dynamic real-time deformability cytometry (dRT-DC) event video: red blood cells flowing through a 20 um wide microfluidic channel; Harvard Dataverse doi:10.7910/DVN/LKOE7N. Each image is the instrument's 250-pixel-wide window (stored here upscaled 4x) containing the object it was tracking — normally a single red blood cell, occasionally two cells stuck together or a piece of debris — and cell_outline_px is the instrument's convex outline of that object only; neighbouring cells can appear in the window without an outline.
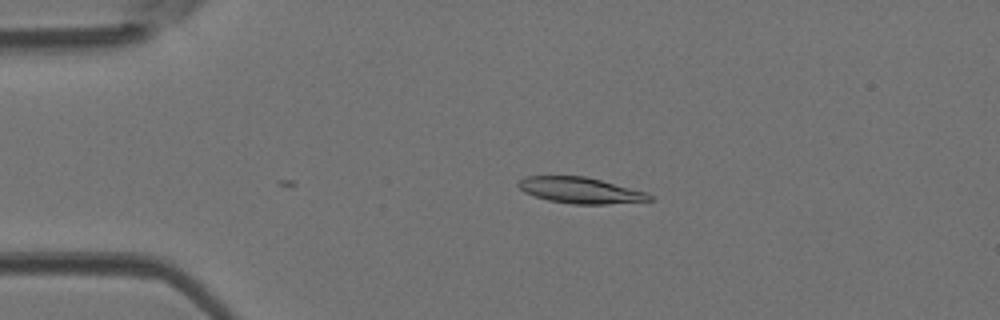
{"species": "Egyptian fruit bat (a non-hibernating species)", "species_latin": "Rousettus aegyptiacus", "temperature_condition": "room temperature", "stored_images_in_passage": 30, "camera_frame_rate_fps": 3000, "um_per_image_px": 0.085, "animal": {"sex": "female"}, "frame": {"image": 1, "passage_image": 1, "time_ms": 0.0, "image_size_px": [1000, 320], "cell_outline_px": [[652, 200], [604, 204], [572, 204], [548, 200], [524, 192], [516, 184], [524, 176], [584, 176], [600, 180], [644, 192], [652, 196]], "centroid_in_image_um": [49.26, 16.17], "position_along_channel_um": 35.7, "area_um2": 19.48}}
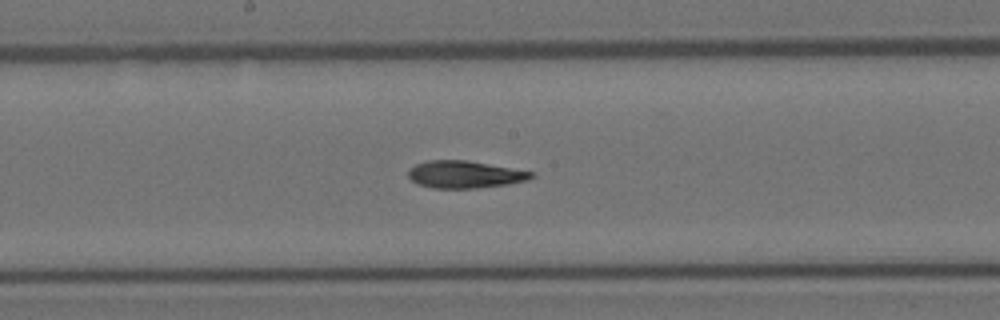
{"frame": {"image": 2, "passage_image": 16, "time_ms": 5.0, "image_size_px": [1000, 320], "cell_outline_px": [[536, 176], [528, 180], [508, 184], [476, 188], [432, 188], [416, 184], [408, 176], [408, 168], [416, 164], [428, 160], [468, 160], [536, 172]], "centroid_in_image_um": [39.52, 14.82], "position_along_channel_um": 208.7, "area_um2": 19.83}}
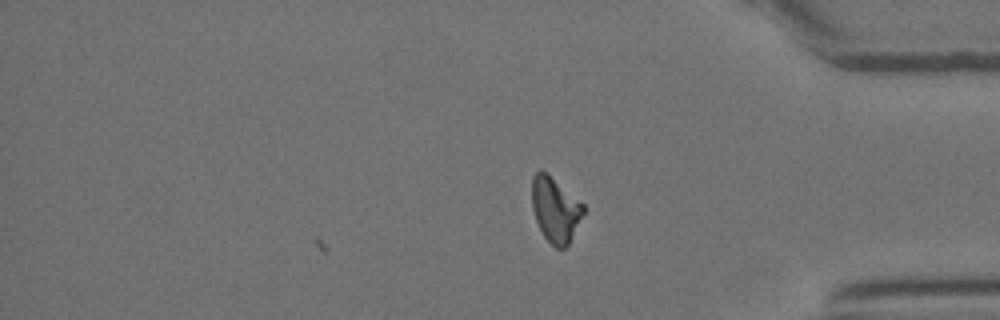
{"frame": {"image": 3, "passage_image": 30, "time_ms": 9.667, "image_size_px": [1000, 320], "cell_outline_px": [[584, 212], [568, 244], [564, 248], [556, 248], [544, 236], [536, 220], [532, 208], [532, 176], [540, 168], [584, 204]], "centroid_in_image_um": [47.18, 17.8], "position_along_channel_um": 388.0, "area_um2": 19.07}, "authors_computed_cell_mechanics": {"area_um2": 19.9121, "velocity_mm_per_s": 4.2276, "shape_relaxation_time_tau1_ms": 6.8946, "shape_relaxation_time_tau2_ms": 5.0411, "deformation_change_tau1": 0.2076, "deformation_change_tau2": 0.1282}}